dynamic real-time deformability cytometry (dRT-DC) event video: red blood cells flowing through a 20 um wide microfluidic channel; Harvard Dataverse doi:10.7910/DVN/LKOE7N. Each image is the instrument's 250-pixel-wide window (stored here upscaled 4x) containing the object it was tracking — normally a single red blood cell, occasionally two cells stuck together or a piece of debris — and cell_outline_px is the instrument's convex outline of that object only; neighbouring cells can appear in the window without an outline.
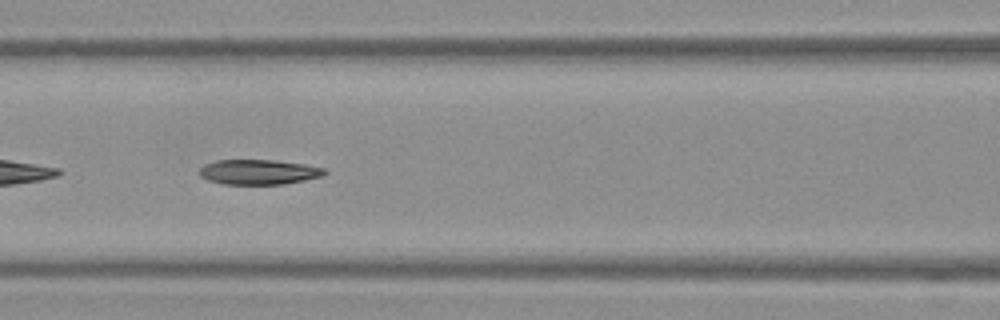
{"species": "Egyptian fruit bat (a non-hibernating species)", "species_latin": "Rousettus aegyptiacus", "temperature_condition": "warm", "stored_images_in_passage": 48, "segment_of_instrument_passage": [2, 2], "camera_frame_rate_fps": 3000, "um_per_image_px": 0.085, "frame": {"image": 1, "passage_image": 19, "time_ms": 6.0, "image_size_px": [1000, 320], "cell_outline_px": [[328, 172], [324, 176], [284, 184], [224, 184], [208, 180], [200, 176], [200, 168], [204, 164], [216, 160], [276, 160], [304, 164], [324, 168]], "centroid_in_image_um": [22.01, 14.62], "position_along_channel_um": 144.6, "area_um2": 18.26}}
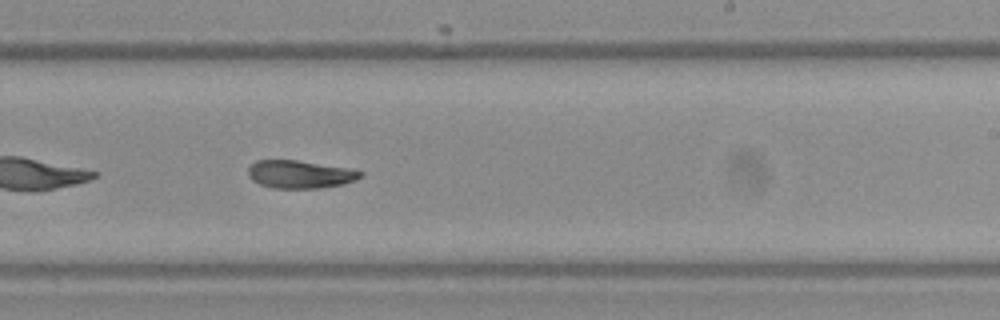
{"frame": {"image": 2, "passage_image": 28, "time_ms": 9.0, "image_size_px": [1000, 320], "cell_outline_px": [[364, 176], [356, 180], [340, 184], [320, 188], [272, 188], [260, 184], [252, 180], [248, 176], [248, 168], [256, 160], [296, 160], [352, 168], [364, 172]], "centroid_in_image_um": [25.52, 14.81], "position_along_channel_um": 263.5, "area_um2": 18.38}}
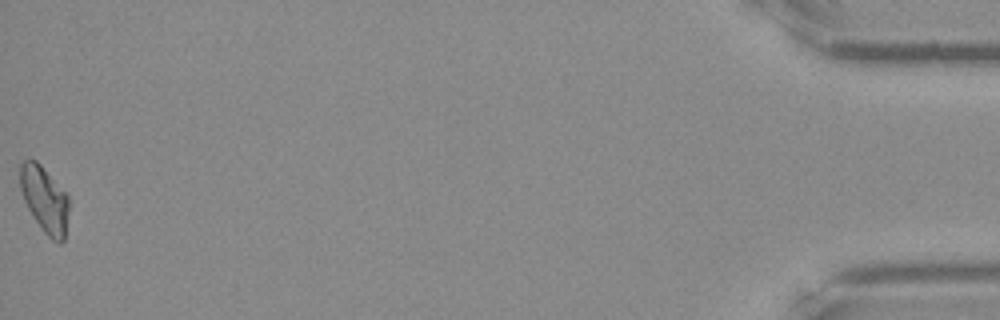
{"frame": {"image": 3, "passage_image": 48, "time_ms": 15.667, "image_size_px": [1000, 320], "cell_outline_px": [[68, 212], [64, 240], [60, 244], [52, 240], [44, 232], [28, 208], [24, 200], [20, 188], [20, 164], [24, 160], [36, 160], [40, 164], [68, 196]], "centroid_in_image_um": [3.78, 16.96], "position_along_channel_um": 431.4, "area_um2": 18.44}}